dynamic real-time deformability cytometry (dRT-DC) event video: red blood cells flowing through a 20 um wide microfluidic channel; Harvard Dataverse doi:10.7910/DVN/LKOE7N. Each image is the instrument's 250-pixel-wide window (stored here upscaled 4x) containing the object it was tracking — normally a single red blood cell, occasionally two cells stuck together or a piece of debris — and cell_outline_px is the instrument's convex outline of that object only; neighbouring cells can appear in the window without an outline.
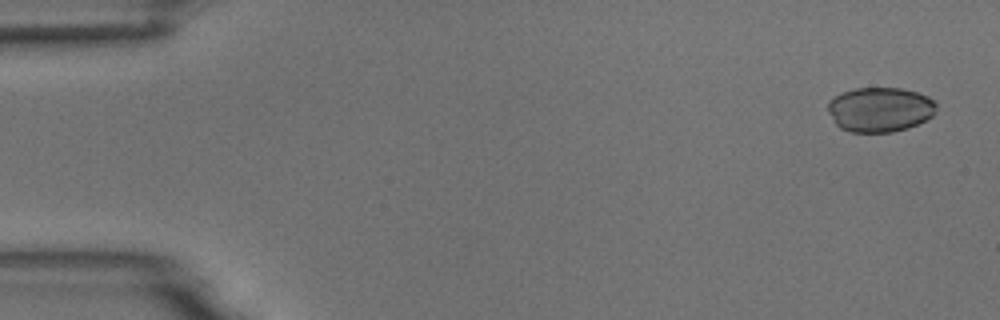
{"species": "common noctule bat (a hibernating species)", "species_latin": "Nyctalus noctula", "temperature_condition": "room temperature", "stored_images_in_passage": 5, "camera_frame_rate_fps": 3000, "um_per_image_px": 0.085, "animal": {"sex": "male", "body_mass_g": 18.8}, "frame": {"image": 1, "passage_image": 1, "time_ms": 0.0, "image_size_px": [1000, 320], "cell_outline_px": [[936, 112], [932, 116], [908, 128], [892, 132], [852, 132], [840, 128], [836, 124], [828, 112], [828, 100], [840, 92], [856, 88], [900, 88], [916, 92], [928, 96], [936, 104]], "centroid_in_image_um": [74.77, 9.3], "position_along_channel_um": 10.2, "area_um2": 28.32}}
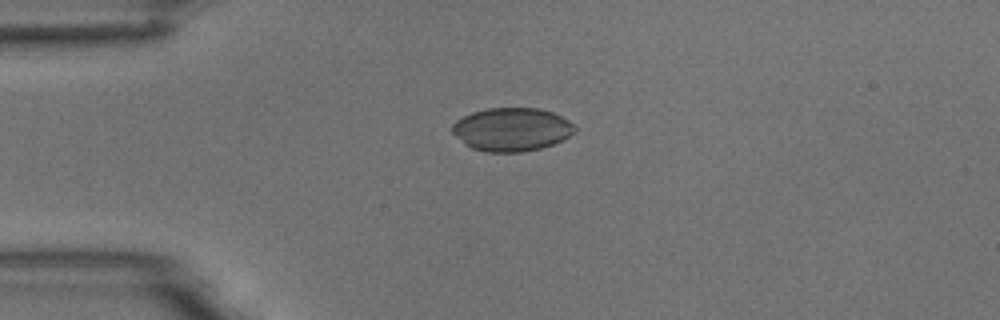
{"frame": {"image": 2, "passage_image": 4, "time_ms": 1.0, "image_size_px": [1000, 320], "cell_outline_px": [[576, 132], [552, 144], [540, 148], [520, 152], [484, 152], [472, 148], [464, 144], [452, 132], [452, 124], [456, 120], [472, 112], [488, 108], [536, 108], [552, 112], [568, 120], [576, 128]], "centroid_in_image_um": [43.47, 11.0], "position_along_channel_um": 41.5, "area_um2": 30.81}}